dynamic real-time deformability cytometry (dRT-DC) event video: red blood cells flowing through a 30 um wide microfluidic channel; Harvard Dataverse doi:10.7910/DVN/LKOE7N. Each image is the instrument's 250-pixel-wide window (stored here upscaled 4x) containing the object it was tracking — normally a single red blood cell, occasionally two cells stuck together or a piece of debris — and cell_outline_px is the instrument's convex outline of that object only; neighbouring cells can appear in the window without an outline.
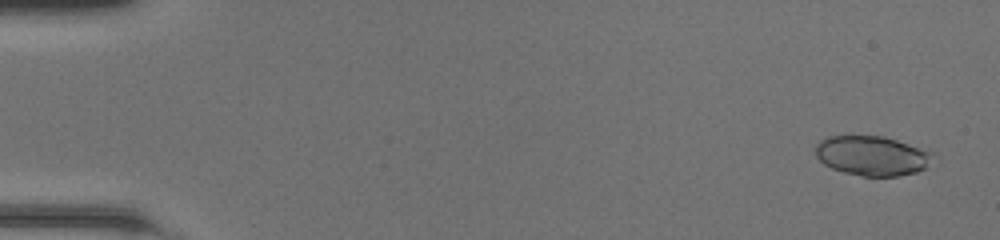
{"species": "common noctule bat (a hibernating species)", "species_latin": "Nyctalus noctula", "temperature_condition": "room temperature", "stored_images_in_passage": 49, "camera_frame_rate_fps": 3000, "um_per_image_px": 0.085, "animal": {"sex": "female", "body_mass_g": 20.0, "forearm_length_mm": 54.0}, "frame": {"image": 1, "passage_image": 3, "time_ms": 0.667, "image_size_px": [1000, 240], "cell_outline_px": [[924, 168], [916, 172], [896, 176], [864, 176], [844, 172], [832, 168], [824, 164], [816, 156], [816, 144], [820, 140], [828, 136], [852, 132], [884, 136], [908, 144], [924, 152]], "centroid_in_image_um": [73.89, 13.18], "position_along_channel_um": 11.1, "area_um2": 26.7}}
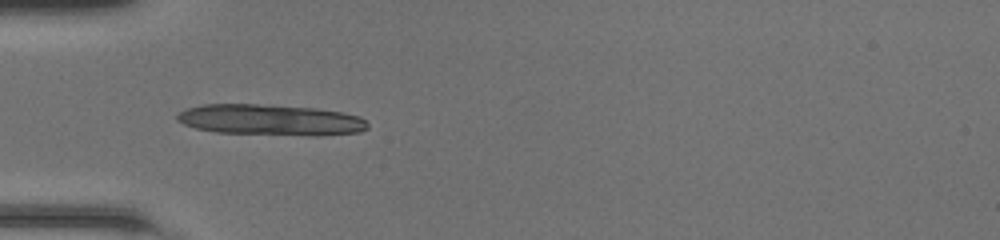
{"frame": {"image": 2, "passage_image": 17, "time_ms": 5.333, "image_size_px": [1000, 240], "cell_outline_px": [[368, 128], [360, 132], [216, 132], [196, 128], [184, 124], [176, 120], [176, 116], [180, 112], [188, 108], [204, 104], [256, 104], [316, 108], [340, 112], [360, 116], [368, 124]], "centroid_in_image_um": [22.86, 10.12], "position_along_channel_um": 62.1, "area_um2": 32.19}}